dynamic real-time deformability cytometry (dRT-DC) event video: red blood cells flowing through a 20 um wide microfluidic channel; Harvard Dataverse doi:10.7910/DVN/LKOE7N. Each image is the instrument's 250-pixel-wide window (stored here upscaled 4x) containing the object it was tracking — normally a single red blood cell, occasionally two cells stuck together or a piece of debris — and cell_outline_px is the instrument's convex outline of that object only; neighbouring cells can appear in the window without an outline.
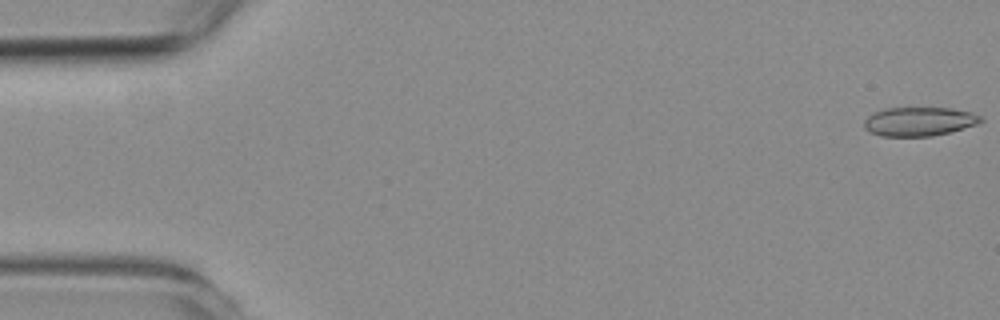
{"species": "common noctule bat (a hibernating species)", "species_latin": "Nyctalus noctula", "temperature_condition": "room temperature", "stored_images_in_passage": 52, "camera_frame_rate_fps": 3000, "um_per_image_px": 0.085, "animal": {"sex": "female", "body_mass_g": 19.3, "forearm_length_mm": 54.1}, "frame": {"image": 1, "passage_image": 1, "time_ms": 0.0, "image_size_px": [1000, 320], "cell_outline_px": [[984, 120], [976, 124], [948, 132], [932, 136], [880, 136], [868, 132], [864, 128], [864, 120], [868, 116], [884, 108], [952, 108], [972, 112], [980, 116]], "centroid_in_image_um": [78.09, 10.32], "position_along_channel_um": 6.9, "area_um2": 19.59}}
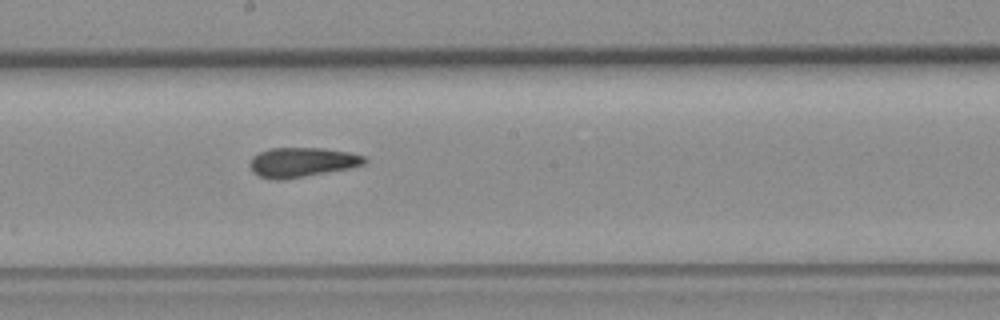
{"frame": {"image": 2, "passage_image": 31, "time_ms": 10.0, "image_size_px": [1000, 320], "cell_outline_px": [[368, 160], [364, 164], [348, 168], [284, 180], [272, 180], [260, 176], [252, 172], [248, 164], [252, 156], [268, 148], [324, 148], [352, 152], [364, 156]], "centroid_in_image_um": [25.64, 13.78], "position_along_channel_um": 222.6, "area_um2": 19.94}}
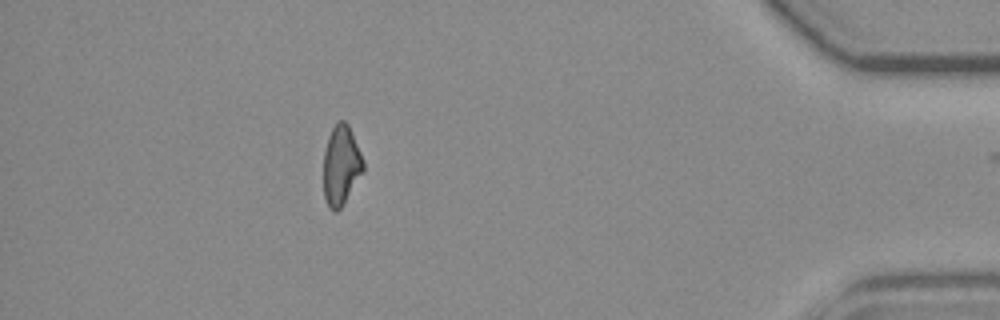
{"frame": {"image": 3, "passage_image": 51, "time_ms": 16.667, "image_size_px": [1000, 320], "cell_outline_px": [[364, 168], [340, 208], [336, 212], [332, 212], [328, 208], [324, 196], [324, 152], [328, 136], [336, 120], [344, 120], [348, 124], [352, 132], [364, 160]], "centroid_in_image_um": [28.97, 14.01], "position_along_channel_um": 406.2, "area_um2": 18.32}, "authors_computed_cell_mechanics": {"area_um2": 19.7098, "velocity_mm_per_s": 3.5832, "shape_relaxation_time_tau1_ms": null, "shape_relaxation_time_tau2_ms": 3.8688, "deformation_change_tau1": null, "deformation_change_tau2": 0.1226}}